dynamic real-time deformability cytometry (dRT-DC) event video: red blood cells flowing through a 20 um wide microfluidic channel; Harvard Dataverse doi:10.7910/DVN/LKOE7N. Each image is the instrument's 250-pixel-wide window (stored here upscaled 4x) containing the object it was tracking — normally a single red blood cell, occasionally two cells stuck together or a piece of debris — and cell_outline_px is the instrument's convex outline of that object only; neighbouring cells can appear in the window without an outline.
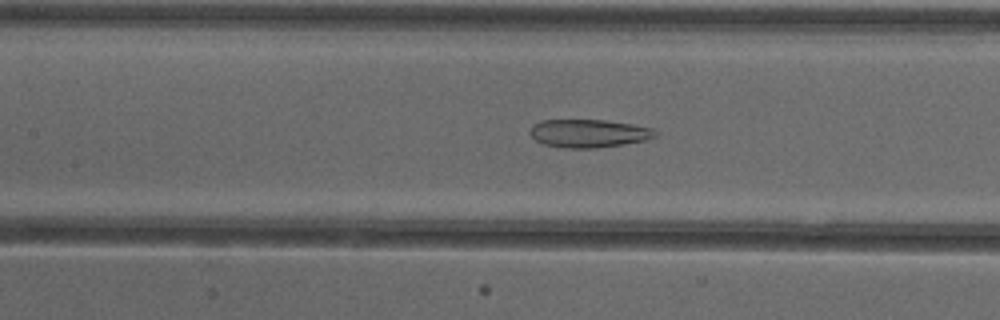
{"species": "common noctule bat (a hibernating species)", "species_latin": "Nyctalus noctula", "temperature_condition": "cold", "stored_images_in_passage": 52, "camera_frame_rate_fps": 3000, "um_per_image_px": 0.085, "animal": {"sex": "female"}, "frame": {"image": 1, "passage_image": 24, "time_ms": 7.667, "image_size_px": [1000, 320], "cell_outline_px": [[656, 136], [648, 140], [624, 144], [596, 148], [564, 148], [544, 144], [536, 140], [528, 132], [532, 124], [540, 120], [604, 120], [632, 124], [652, 128], [656, 132]], "centroid_in_image_um": [50.02, 11.33], "position_along_channel_um": 157.4, "area_um2": 20.63}}
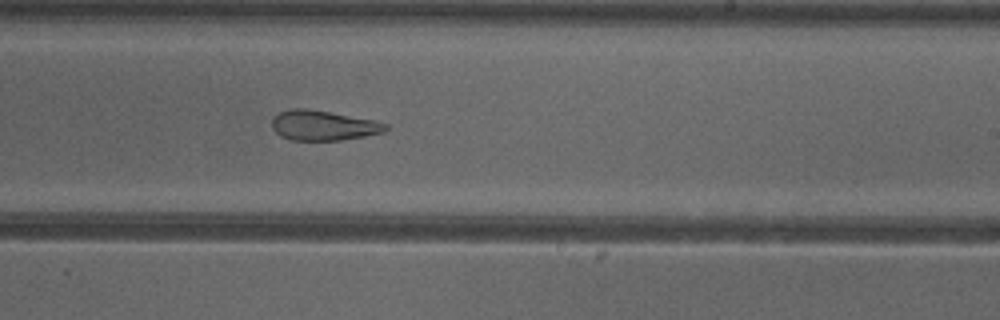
{"frame": {"image": 2, "passage_image": 32, "time_ms": 10.333, "image_size_px": [1000, 320], "cell_outline_px": [[388, 128], [384, 132], [364, 136], [340, 140], [292, 140], [280, 136], [272, 128], [272, 116], [280, 112], [292, 108], [308, 108], [376, 120], [388, 124]], "centroid_in_image_um": [27.47, 10.65], "position_along_channel_um": 261.5, "area_um2": 20.0}}
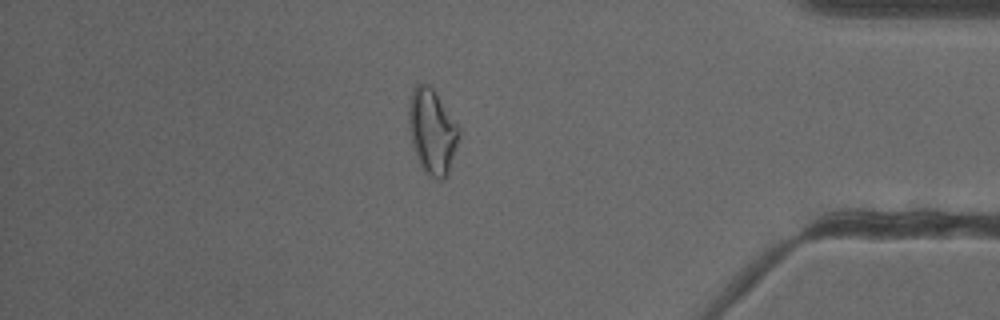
{"frame": {"image": 3, "passage_image": 45, "time_ms": 14.667, "image_size_px": [1000, 320], "cell_outline_px": [[460, 132], [448, 176], [444, 180], [436, 180], [424, 172], [416, 156], [412, 144], [408, 128], [408, 108], [412, 92], [416, 84], [428, 84], [432, 88], [460, 128]], "centroid_in_image_um": [36.72, 11.22], "position_along_channel_um": 398.5, "area_um2": 24.85}, "authors_computed_cell_mechanics": {"area_um2": 25.0563, "velocity_mm_per_s": 3.9163, "shape_relaxation_time_tau1_ms": null, "shape_relaxation_time_tau2_ms": 2.8029, "deformation_change_tau1": null, "deformation_change_tau2": 0.1166}}